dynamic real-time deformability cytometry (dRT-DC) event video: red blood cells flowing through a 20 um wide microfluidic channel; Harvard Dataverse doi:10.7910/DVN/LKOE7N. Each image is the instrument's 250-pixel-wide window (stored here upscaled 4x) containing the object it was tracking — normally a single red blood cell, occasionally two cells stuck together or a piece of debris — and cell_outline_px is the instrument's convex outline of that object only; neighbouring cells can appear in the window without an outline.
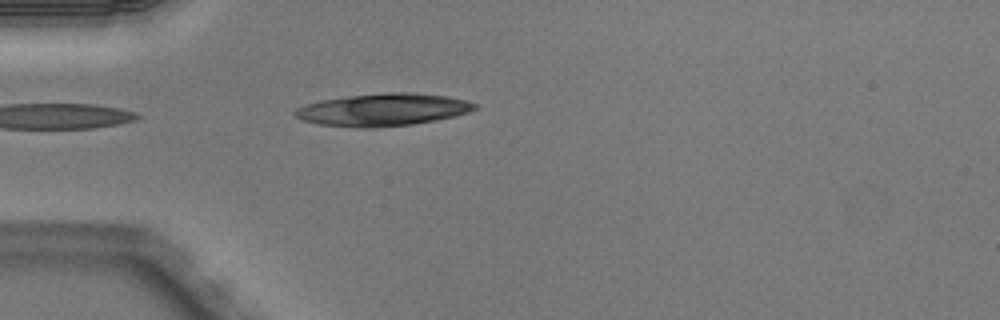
{"species": "Egyptian fruit bat (a non-hibernating species)", "species_latin": "Rousettus aegyptiacus", "temperature_condition": "warm", "stored_images_in_passage": 36, "camera_frame_rate_fps": 3000, "um_per_image_px": 0.085, "animal": {"sex": "male"}, "frame": {"image": 1, "passage_image": 1, "time_ms": 0.0, "image_size_px": [1000, 320], "cell_outline_px": [[480, 108], [468, 112], [436, 120], [412, 124], [376, 128], [356, 128], [320, 124], [300, 120], [292, 112], [296, 108], [304, 104], [320, 100], [348, 96], [388, 92], [412, 92], [444, 96], [464, 100], [476, 104]], "centroid_in_image_um": [32.5, 9.33], "position_along_channel_um": 52.5, "area_um2": 34.04}}